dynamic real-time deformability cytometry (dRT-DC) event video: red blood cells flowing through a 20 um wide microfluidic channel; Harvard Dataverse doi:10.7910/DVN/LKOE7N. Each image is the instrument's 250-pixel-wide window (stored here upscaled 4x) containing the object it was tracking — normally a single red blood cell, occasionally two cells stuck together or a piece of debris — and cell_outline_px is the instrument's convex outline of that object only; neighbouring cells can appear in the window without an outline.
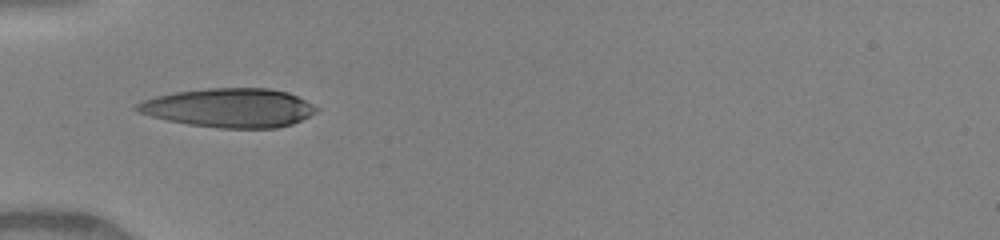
{"species": "human", "species_latin": "Homo sapiens", "temperature_condition": "warm", "stored_images_in_passage": 33, "camera_frame_rate_fps": 3000, "um_per_image_px": 0.085, "donor": {"sex": "female"}, "frame": {"image": 1, "passage_image": 1, "time_ms": 0.0, "image_size_px": [1000, 240], "cell_outline_px": [[320, 108], [316, 112], [292, 124], [276, 128], [220, 128], [188, 124], [168, 120], [152, 116], [140, 112], [132, 108], [136, 104], [144, 100], [156, 96], [176, 92], [208, 88], [268, 88], [288, 92]], "centroid_in_image_um": [19.49, 9.16], "position_along_channel_um": 65.5, "area_um2": 40.52}}
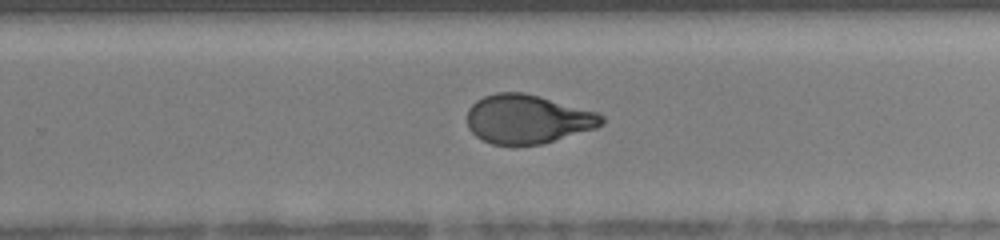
{"frame": {"image": 2, "passage_image": 17, "time_ms": 5.333, "image_size_px": [1000, 240], "cell_outline_px": [[604, 120], [596, 128], [540, 144], [492, 144], [476, 136], [468, 128], [468, 108], [476, 100], [484, 96], [496, 92], [524, 92], [540, 96], [596, 112], [604, 116]], "centroid_in_image_um": [44.82, 10.11], "position_along_channel_um": 285.0, "area_um2": 37.97}}
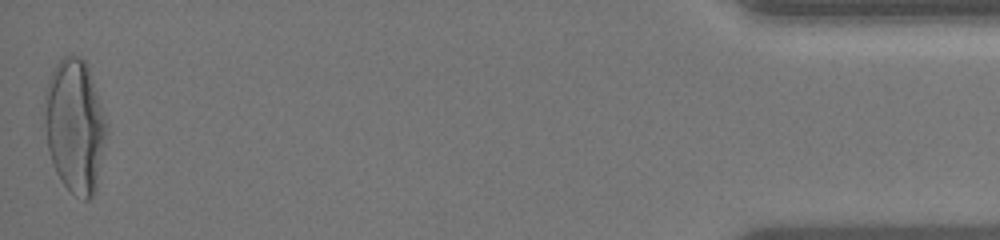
{"frame": {"image": 3, "passage_image": 33, "time_ms": 10.667, "image_size_px": [1000, 240], "cell_outline_px": [[108, 136], [96, 188], [92, 196], [88, 200], [84, 200], [72, 192], [60, 180], [56, 172], [48, 148], [44, 124], [44, 92], [48, 80], [60, 56], [80, 56], [88, 64], [108, 124]], "centroid_in_image_um": [6.38, 10.67], "position_along_channel_um": 428.8, "area_um2": 48.96}, "authors_computed_cell_mechanics": {"area_um2": 40.0554, "velocity_mm_per_s": 4.1683, "shape_relaxation_time_tau1_ms": 5.5982, "shape_relaxation_time_tau2_ms": 1.1039, "deformation_change_tau1": 0.2379, "deformation_change_tau2": 0.065}}